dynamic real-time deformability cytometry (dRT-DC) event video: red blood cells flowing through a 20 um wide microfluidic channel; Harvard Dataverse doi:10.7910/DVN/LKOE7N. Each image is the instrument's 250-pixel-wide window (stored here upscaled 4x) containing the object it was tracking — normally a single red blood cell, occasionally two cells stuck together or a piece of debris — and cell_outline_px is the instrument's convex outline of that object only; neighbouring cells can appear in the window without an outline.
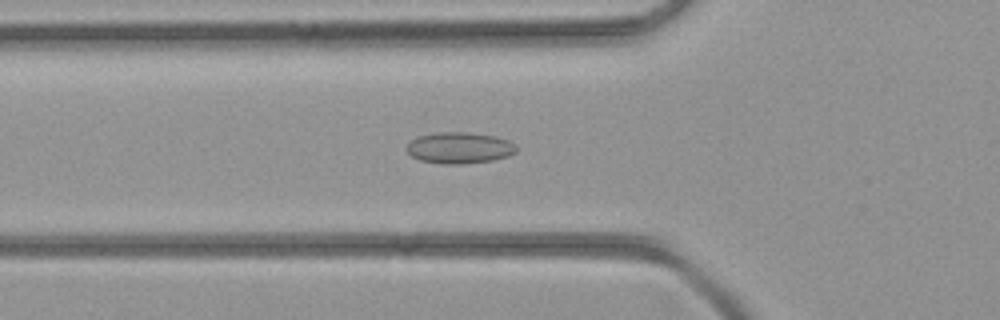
{"species": "common noctule bat (a hibernating species)", "species_latin": "Nyctalus noctula", "temperature_condition": "room temperature", "stored_images_in_passage": 30, "camera_frame_rate_fps": 3000, "um_per_image_px": 0.085, "animal": {"sex": "female", "body_mass_g": 21.9}, "frame": {"image": 1, "passage_image": 7, "time_ms": 2.0, "image_size_px": [1000, 320], "cell_outline_px": [[516, 152], [508, 156], [492, 160], [464, 164], [440, 164], [420, 160], [412, 156], [404, 148], [412, 140], [420, 136], [440, 132], [468, 132], [496, 136], [508, 140], [516, 144]], "centroid_in_image_um": [39.07, 12.57], "position_along_channel_um": 86.7, "area_um2": 20.06}}
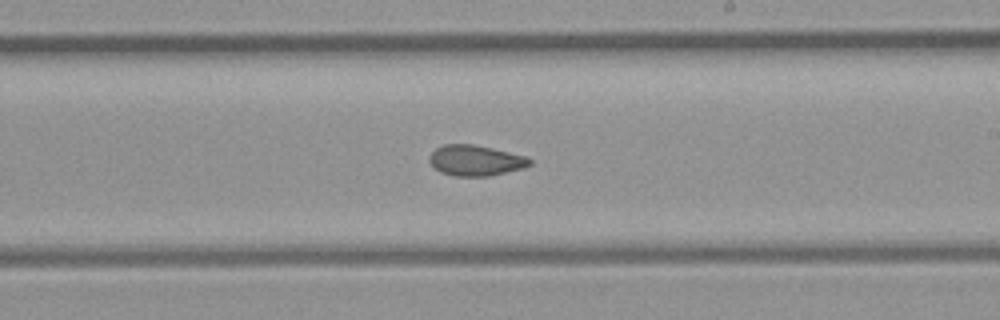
{"frame": {"image": 2, "passage_image": 17, "time_ms": 5.333, "image_size_px": [1000, 320], "cell_outline_px": [[532, 164], [524, 168], [488, 176], [456, 176], [440, 172], [428, 160], [428, 156], [436, 148], [444, 144], [472, 144], [492, 148], [524, 156], [532, 160]], "centroid_in_image_um": [40.41, 13.64], "position_along_channel_um": 248.6, "area_um2": 17.8}}
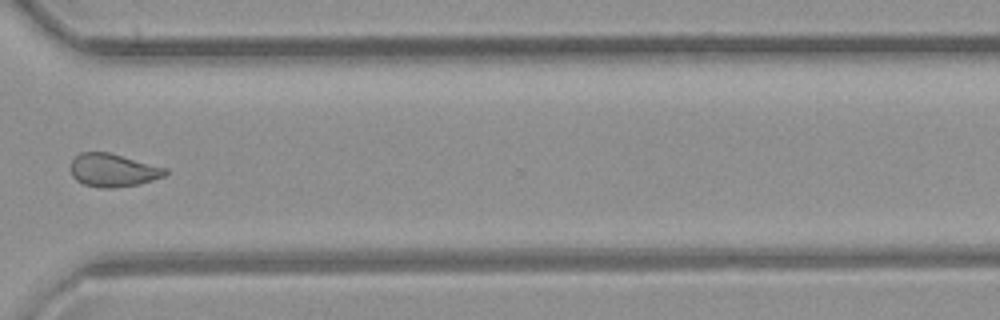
{"frame": {"image": 3, "passage_image": 24, "time_ms": 7.667, "image_size_px": [1000, 320], "cell_outline_px": [[168, 172], [164, 176], [140, 184], [108, 188], [100, 188], [84, 184], [76, 180], [72, 176], [72, 160], [80, 152], [108, 152], [168, 168]], "centroid_in_image_um": [9.63, 14.47], "position_along_channel_um": 361.0, "area_um2": 18.15}}